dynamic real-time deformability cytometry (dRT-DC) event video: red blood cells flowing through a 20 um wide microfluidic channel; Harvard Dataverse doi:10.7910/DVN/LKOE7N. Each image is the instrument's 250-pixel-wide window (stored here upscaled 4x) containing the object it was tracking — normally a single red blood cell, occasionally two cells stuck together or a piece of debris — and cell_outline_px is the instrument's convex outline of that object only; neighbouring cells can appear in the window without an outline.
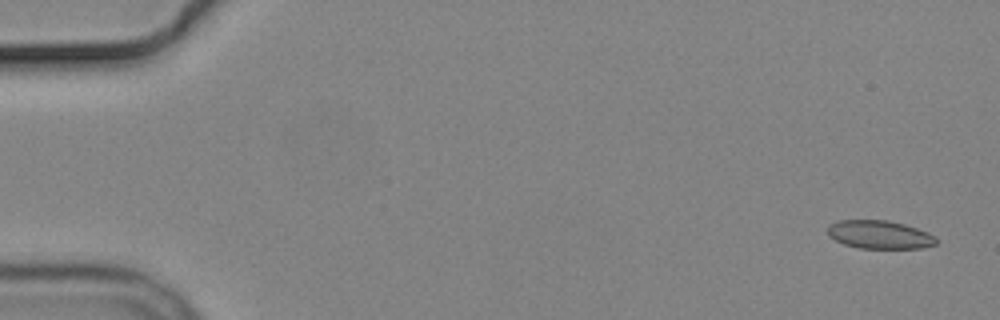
{"species": "common noctule bat (a hibernating species)", "species_latin": "Nyctalus noctula", "temperature_condition": "cold", "stored_images_in_passage": 6, "camera_frame_rate_fps": 3000, "um_per_image_px": 0.085, "animal": {"sex": "male", "body_mass_g": 19.2, "forearm_length_mm": 51.8}, "frame": {"image": 1, "passage_image": 1, "time_ms": 0.0, "image_size_px": [1000, 320], "cell_outline_px": [[940, 240], [936, 244], [924, 248], [860, 248], [844, 244], [828, 236], [828, 224], [840, 220], [888, 220], [904, 224], [928, 232], [936, 236]], "centroid_in_image_um": [74.8, 19.94], "position_along_channel_um": 10.2, "area_um2": 18.03}}
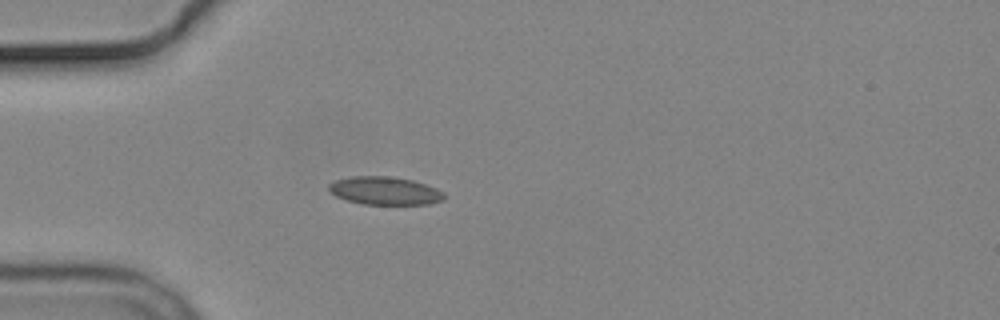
{"frame": {"image": 2, "passage_image": 5, "time_ms": 4.667, "image_size_px": [1000, 320], "cell_outline_px": [[444, 200], [428, 204], [364, 204], [348, 200], [336, 196], [328, 188], [328, 184], [336, 180], [352, 176], [392, 176], [412, 180], [436, 188], [444, 192]], "centroid_in_image_um": [32.72, 16.21], "position_along_channel_um": 52.3, "area_um2": 18.73}}